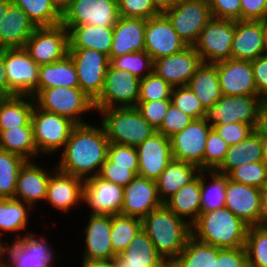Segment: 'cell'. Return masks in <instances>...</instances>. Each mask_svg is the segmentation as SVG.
Instances as JSON below:
<instances>
[{"instance_id": "cell-45", "label": "cell", "mask_w": 267, "mask_h": 267, "mask_svg": "<svg viewBox=\"0 0 267 267\" xmlns=\"http://www.w3.org/2000/svg\"><path fill=\"white\" fill-rule=\"evenodd\" d=\"M245 249L248 267H267V224L248 228Z\"/></svg>"}, {"instance_id": "cell-13", "label": "cell", "mask_w": 267, "mask_h": 267, "mask_svg": "<svg viewBox=\"0 0 267 267\" xmlns=\"http://www.w3.org/2000/svg\"><path fill=\"white\" fill-rule=\"evenodd\" d=\"M24 49L38 65L59 61L68 55V30L62 24L37 27Z\"/></svg>"}, {"instance_id": "cell-34", "label": "cell", "mask_w": 267, "mask_h": 267, "mask_svg": "<svg viewBox=\"0 0 267 267\" xmlns=\"http://www.w3.org/2000/svg\"><path fill=\"white\" fill-rule=\"evenodd\" d=\"M34 98L28 95L0 97V130L32 126Z\"/></svg>"}, {"instance_id": "cell-54", "label": "cell", "mask_w": 267, "mask_h": 267, "mask_svg": "<svg viewBox=\"0 0 267 267\" xmlns=\"http://www.w3.org/2000/svg\"><path fill=\"white\" fill-rule=\"evenodd\" d=\"M107 157L114 166L130 167L138 175V154L136 147L109 143Z\"/></svg>"}, {"instance_id": "cell-3", "label": "cell", "mask_w": 267, "mask_h": 267, "mask_svg": "<svg viewBox=\"0 0 267 267\" xmlns=\"http://www.w3.org/2000/svg\"><path fill=\"white\" fill-rule=\"evenodd\" d=\"M249 226L230 209L223 207L200 212L191 225V236L197 241L219 248L245 247Z\"/></svg>"}, {"instance_id": "cell-39", "label": "cell", "mask_w": 267, "mask_h": 267, "mask_svg": "<svg viewBox=\"0 0 267 267\" xmlns=\"http://www.w3.org/2000/svg\"><path fill=\"white\" fill-rule=\"evenodd\" d=\"M32 208L30 204L15 198L0 199V235L14 232L15 240L20 238L22 235H19L18 231H27L29 212Z\"/></svg>"}, {"instance_id": "cell-20", "label": "cell", "mask_w": 267, "mask_h": 267, "mask_svg": "<svg viewBox=\"0 0 267 267\" xmlns=\"http://www.w3.org/2000/svg\"><path fill=\"white\" fill-rule=\"evenodd\" d=\"M144 41L145 51L153 61L187 47L163 13L146 20Z\"/></svg>"}, {"instance_id": "cell-68", "label": "cell", "mask_w": 267, "mask_h": 267, "mask_svg": "<svg viewBox=\"0 0 267 267\" xmlns=\"http://www.w3.org/2000/svg\"><path fill=\"white\" fill-rule=\"evenodd\" d=\"M12 3V0H0V24L4 18L8 6Z\"/></svg>"}, {"instance_id": "cell-44", "label": "cell", "mask_w": 267, "mask_h": 267, "mask_svg": "<svg viewBox=\"0 0 267 267\" xmlns=\"http://www.w3.org/2000/svg\"><path fill=\"white\" fill-rule=\"evenodd\" d=\"M142 229V220L121 214L111 215V244L115 254L122 253Z\"/></svg>"}, {"instance_id": "cell-10", "label": "cell", "mask_w": 267, "mask_h": 267, "mask_svg": "<svg viewBox=\"0 0 267 267\" xmlns=\"http://www.w3.org/2000/svg\"><path fill=\"white\" fill-rule=\"evenodd\" d=\"M4 65L8 96H33L38 91L40 65L24 48H4Z\"/></svg>"}, {"instance_id": "cell-69", "label": "cell", "mask_w": 267, "mask_h": 267, "mask_svg": "<svg viewBox=\"0 0 267 267\" xmlns=\"http://www.w3.org/2000/svg\"><path fill=\"white\" fill-rule=\"evenodd\" d=\"M264 161L267 163V137H261Z\"/></svg>"}, {"instance_id": "cell-29", "label": "cell", "mask_w": 267, "mask_h": 267, "mask_svg": "<svg viewBox=\"0 0 267 267\" xmlns=\"http://www.w3.org/2000/svg\"><path fill=\"white\" fill-rule=\"evenodd\" d=\"M37 27L13 2L0 24V48H24Z\"/></svg>"}, {"instance_id": "cell-33", "label": "cell", "mask_w": 267, "mask_h": 267, "mask_svg": "<svg viewBox=\"0 0 267 267\" xmlns=\"http://www.w3.org/2000/svg\"><path fill=\"white\" fill-rule=\"evenodd\" d=\"M258 161H264L261 136L253 131L245 140L229 146L222 164L215 171L228 175L236 167Z\"/></svg>"}, {"instance_id": "cell-58", "label": "cell", "mask_w": 267, "mask_h": 267, "mask_svg": "<svg viewBox=\"0 0 267 267\" xmlns=\"http://www.w3.org/2000/svg\"><path fill=\"white\" fill-rule=\"evenodd\" d=\"M215 267H248L245 247L219 248Z\"/></svg>"}, {"instance_id": "cell-32", "label": "cell", "mask_w": 267, "mask_h": 267, "mask_svg": "<svg viewBox=\"0 0 267 267\" xmlns=\"http://www.w3.org/2000/svg\"><path fill=\"white\" fill-rule=\"evenodd\" d=\"M200 171L195 164L172 159L156 180L158 195L163 204L182 186L193 181Z\"/></svg>"}, {"instance_id": "cell-4", "label": "cell", "mask_w": 267, "mask_h": 267, "mask_svg": "<svg viewBox=\"0 0 267 267\" xmlns=\"http://www.w3.org/2000/svg\"><path fill=\"white\" fill-rule=\"evenodd\" d=\"M99 115L110 143L137 147L157 132L137 107L101 109Z\"/></svg>"}, {"instance_id": "cell-67", "label": "cell", "mask_w": 267, "mask_h": 267, "mask_svg": "<svg viewBox=\"0 0 267 267\" xmlns=\"http://www.w3.org/2000/svg\"><path fill=\"white\" fill-rule=\"evenodd\" d=\"M54 7L63 14L64 11L69 7L72 0H50Z\"/></svg>"}, {"instance_id": "cell-42", "label": "cell", "mask_w": 267, "mask_h": 267, "mask_svg": "<svg viewBox=\"0 0 267 267\" xmlns=\"http://www.w3.org/2000/svg\"><path fill=\"white\" fill-rule=\"evenodd\" d=\"M29 17L36 27H49L61 24L62 14L50 0H12Z\"/></svg>"}, {"instance_id": "cell-12", "label": "cell", "mask_w": 267, "mask_h": 267, "mask_svg": "<svg viewBox=\"0 0 267 267\" xmlns=\"http://www.w3.org/2000/svg\"><path fill=\"white\" fill-rule=\"evenodd\" d=\"M119 18L118 0H72L61 24L114 27Z\"/></svg>"}, {"instance_id": "cell-40", "label": "cell", "mask_w": 267, "mask_h": 267, "mask_svg": "<svg viewBox=\"0 0 267 267\" xmlns=\"http://www.w3.org/2000/svg\"><path fill=\"white\" fill-rule=\"evenodd\" d=\"M205 174L209 175L206 176ZM206 177L210 178L209 182ZM227 181L228 175L220 174L215 170L200 171L201 212L213 211L225 207Z\"/></svg>"}, {"instance_id": "cell-5", "label": "cell", "mask_w": 267, "mask_h": 267, "mask_svg": "<svg viewBox=\"0 0 267 267\" xmlns=\"http://www.w3.org/2000/svg\"><path fill=\"white\" fill-rule=\"evenodd\" d=\"M35 105L47 112L67 117L76 124H85L82 117L94 109L93 100L80 87H53L38 90Z\"/></svg>"}, {"instance_id": "cell-21", "label": "cell", "mask_w": 267, "mask_h": 267, "mask_svg": "<svg viewBox=\"0 0 267 267\" xmlns=\"http://www.w3.org/2000/svg\"><path fill=\"white\" fill-rule=\"evenodd\" d=\"M163 205L158 195L157 182L137 175L124 187L121 215L143 219Z\"/></svg>"}, {"instance_id": "cell-62", "label": "cell", "mask_w": 267, "mask_h": 267, "mask_svg": "<svg viewBox=\"0 0 267 267\" xmlns=\"http://www.w3.org/2000/svg\"><path fill=\"white\" fill-rule=\"evenodd\" d=\"M8 96V81L4 65V48H0V97Z\"/></svg>"}, {"instance_id": "cell-26", "label": "cell", "mask_w": 267, "mask_h": 267, "mask_svg": "<svg viewBox=\"0 0 267 267\" xmlns=\"http://www.w3.org/2000/svg\"><path fill=\"white\" fill-rule=\"evenodd\" d=\"M84 228L83 260H112L116 254L111 244V215L89 214Z\"/></svg>"}, {"instance_id": "cell-65", "label": "cell", "mask_w": 267, "mask_h": 267, "mask_svg": "<svg viewBox=\"0 0 267 267\" xmlns=\"http://www.w3.org/2000/svg\"><path fill=\"white\" fill-rule=\"evenodd\" d=\"M154 6L163 13L175 4V0H151Z\"/></svg>"}, {"instance_id": "cell-23", "label": "cell", "mask_w": 267, "mask_h": 267, "mask_svg": "<svg viewBox=\"0 0 267 267\" xmlns=\"http://www.w3.org/2000/svg\"><path fill=\"white\" fill-rule=\"evenodd\" d=\"M266 53L265 22L262 20L235 21L231 58L253 61Z\"/></svg>"}, {"instance_id": "cell-35", "label": "cell", "mask_w": 267, "mask_h": 267, "mask_svg": "<svg viewBox=\"0 0 267 267\" xmlns=\"http://www.w3.org/2000/svg\"><path fill=\"white\" fill-rule=\"evenodd\" d=\"M164 204L178 217L192 225L201 212L200 172L193 181L182 186Z\"/></svg>"}, {"instance_id": "cell-66", "label": "cell", "mask_w": 267, "mask_h": 267, "mask_svg": "<svg viewBox=\"0 0 267 267\" xmlns=\"http://www.w3.org/2000/svg\"><path fill=\"white\" fill-rule=\"evenodd\" d=\"M8 248H9V244L6 242L4 243L2 239V235H0V267H7L6 254L8 252Z\"/></svg>"}, {"instance_id": "cell-14", "label": "cell", "mask_w": 267, "mask_h": 267, "mask_svg": "<svg viewBox=\"0 0 267 267\" xmlns=\"http://www.w3.org/2000/svg\"><path fill=\"white\" fill-rule=\"evenodd\" d=\"M79 80V87L94 101L102 92L109 56L92 49H68Z\"/></svg>"}, {"instance_id": "cell-28", "label": "cell", "mask_w": 267, "mask_h": 267, "mask_svg": "<svg viewBox=\"0 0 267 267\" xmlns=\"http://www.w3.org/2000/svg\"><path fill=\"white\" fill-rule=\"evenodd\" d=\"M146 20L121 17L113 27L110 57H119L131 52L145 50Z\"/></svg>"}, {"instance_id": "cell-30", "label": "cell", "mask_w": 267, "mask_h": 267, "mask_svg": "<svg viewBox=\"0 0 267 267\" xmlns=\"http://www.w3.org/2000/svg\"><path fill=\"white\" fill-rule=\"evenodd\" d=\"M115 261L118 267H164L167 264L143 229L122 253L116 254Z\"/></svg>"}, {"instance_id": "cell-57", "label": "cell", "mask_w": 267, "mask_h": 267, "mask_svg": "<svg viewBox=\"0 0 267 267\" xmlns=\"http://www.w3.org/2000/svg\"><path fill=\"white\" fill-rule=\"evenodd\" d=\"M213 129L224 139L229 145H234L245 140L250 133L254 131L253 127L244 123H228L224 125H216Z\"/></svg>"}, {"instance_id": "cell-37", "label": "cell", "mask_w": 267, "mask_h": 267, "mask_svg": "<svg viewBox=\"0 0 267 267\" xmlns=\"http://www.w3.org/2000/svg\"><path fill=\"white\" fill-rule=\"evenodd\" d=\"M58 86L79 87L77 71L69 54L54 63L40 65L38 90Z\"/></svg>"}, {"instance_id": "cell-63", "label": "cell", "mask_w": 267, "mask_h": 267, "mask_svg": "<svg viewBox=\"0 0 267 267\" xmlns=\"http://www.w3.org/2000/svg\"><path fill=\"white\" fill-rule=\"evenodd\" d=\"M82 267H118L115 259L112 260H83Z\"/></svg>"}, {"instance_id": "cell-19", "label": "cell", "mask_w": 267, "mask_h": 267, "mask_svg": "<svg viewBox=\"0 0 267 267\" xmlns=\"http://www.w3.org/2000/svg\"><path fill=\"white\" fill-rule=\"evenodd\" d=\"M225 207L249 227L262 225L261 189L229 179L225 191Z\"/></svg>"}, {"instance_id": "cell-7", "label": "cell", "mask_w": 267, "mask_h": 267, "mask_svg": "<svg viewBox=\"0 0 267 267\" xmlns=\"http://www.w3.org/2000/svg\"><path fill=\"white\" fill-rule=\"evenodd\" d=\"M163 14L187 46H193L213 18L208 0H181Z\"/></svg>"}, {"instance_id": "cell-56", "label": "cell", "mask_w": 267, "mask_h": 267, "mask_svg": "<svg viewBox=\"0 0 267 267\" xmlns=\"http://www.w3.org/2000/svg\"><path fill=\"white\" fill-rule=\"evenodd\" d=\"M241 0H208L215 19L241 20Z\"/></svg>"}, {"instance_id": "cell-46", "label": "cell", "mask_w": 267, "mask_h": 267, "mask_svg": "<svg viewBox=\"0 0 267 267\" xmlns=\"http://www.w3.org/2000/svg\"><path fill=\"white\" fill-rule=\"evenodd\" d=\"M109 59V64L113 68L128 71L139 79L153 72V60L145 50L127 53L119 57H110Z\"/></svg>"}, {"instance_id": "cell-15", "label": "cell", "mask_w": 267, "mask_h": 267, "mask_svg": "<svg viewBox=\"0 0 267 267\" xmlns=\"http://www.w3.org/2000/svg\"><path fill=\"white\" fill-rule=\"evenodd\" d=\"M211 129L203 118L195 119L170 137L173 160L189 162L203 170L206 141Z\"/></svg>"}, {"instance_id": "cell-48", "label": "cell", "mask_w": 267, "mask_h": 267, "mask_svg": "<svg viewBox=\"0 0 267 267\" xmlns=\"http://www.w3.org/2000/svg\"><path fill=\"white\" fill-rule=\"evenodd\" d=\"M173 87L154 72L140 79L138 101L171 99Z\"/></svg>"}, {"instance_id": "cell-52", "label": "cell", "mask_w": 267, "mask_h": 267, "mask_svg": "<svg viewBox=\"0 0 267 267\" xmlns=\"http://www.w3.org/2000/svg\"><path fill=\"white\" fill-rule=\"evenodd\" d=\"M171 103V99L138 101L136 107L141 112L143 118L154 128L158 129L163 123Z\"/></svg>"}, {"instance_id": "cell-27", "label": "cell", "mask_w": 267, "mask_h": 267, "mask_svg": "<svg viewBox=\"0 0 267 267\" xmlns=\"http://www.w3.org/2000/svg\"><path fill=\"white\" fill-rule=\"evenodd\" d=\"M52 169L49 172L33 160H27L19 172L14 198L30 204L33 208L39 201H45L49 179L57 168Z\"/></svg>"}, {"instance_id": "cell-9", "label": "cell", "mask_w": 267, "mask_h": 267, "mask_svg": "<svg viewBox=\"0 0 267 267\" xmlns=\"http://www.w3.org/2000/svg\"><path fill=\"white\" fill-rule=\"evenodd\" d=\"M261 100L258 95H223L205 109L203 119L212 128L228 123H244L254 128Z\"/></svg>"}, {"instance_id": "cell-6", "label": "cell", "mask_w": 267, "mask_h": 267, "mask_svg": "<svg viewBox=\"0 0 267 267\" xmlns=\"http://www.w3.org/2000/svg\"><path fill=\"white\" fill-rule=\"evenodd\" d=\"M34 142L40 153L50 155L64 148L77 125L67 117L44 111L36 105L32 112Z\"/></svg>"}, {"instance_id": "cell-1", "label": "cell", "mask_w": 267, "mask_h": 267, "mask_svg": "<svg viewBox=\"0 0 267 267\" xmlns=\"http://www.w3.org/2000/svg\"><path fill=\"white\" fill-rule=\"evenodd\" d=\"M100 125L88 122L74 127L56 164L58 170L84 180L99 174L110 143L104 126Z\"/></svg>"}, {"instance_id": "cell-18", "label": "cell", "mask_w": 267, "mask_h": 267, "mask_svg": "<svg viewBox=\"0 0 267 267\" xmlns=\"http://www.w3.org/2000/svg\"><path fill=\"white\" fill-rule=\"evenodd\" d=\"M200 54L193 46L153 61V72L173 88L188 85L191 77L202 65Z\"/></svg>"}, {"instance_id": "cell-50", "label": "cell", "mask_w": 267, "mask_h": 267, "mask_svg": "<svg viewBox=\"0 0 267 267\" xmlns=\"http://www.w3.org/2000/svg\"><path fill=\"white\" fill-rule=\"evenodd\" d=\"M229 145L212 128L209 132L203 157V170H216L223 162Z\"/></svg>"}, {"instance_id": "cell-25", "label": "cell", "mask_w": 267, "mask_h": 267, "mask_svg": "<svg viewBox=\"0 0 267 267\" xmlns=\"http://www.w3.org/2000/svg\"><path fill=\"white\" fill-rule=\"evenodd\" d=\"M83 185L84 179L56 169L49 179L45 202L61 213H68L83 203Z\"/></svg>"}, {"instance_id": "cell-31", "label": "cell", "mask_w": 267, "mask_h": 267, "mask_svg": "<svg viewBox=\"0 0 267 267\" xmlns=\"http://www.w3.org/2000/svg\"><path fill=\"white\" fill-rule=\"evenodd\" d=\"M64 27L68 30L69 49H92L110 58L113 27L91 25Z\"/></svg>"}, {"instance_id": "cell-51", "label": "cell", "mask_w": 267, "mask_h": 267, "mask_svg": "<svg viewBox=\"0 0 267 267\" xmlns=\"http://www.w3.org/2000/svg\"><path fill=\"white\" fill-rule=\"evenodd\" d=\"M119 15L125 18L149 19L161 12L151 0H118Z\"/></svg>"}, {"instance_id": "cell-59", "label": "cell", "mask_w": 267, "mask_h": 267, "mask_svg": "<svg viewBox=\"0 0 267 267\" xmlns=\"http://www.w3.org/2000/svg\"><path fill=\"white\" fill-rule=\"evenodd\" d=\"M258 96L267 99V53L251 61Z\"/></svg>"}, {"instance_id": "cell-11", "label": "cell", "mask_w": 267, "mask_h": 267, "mask_svg": "<svg viewBox=\"0 0 267 267\" xmlns=\"http://www.w3.org/2000/svg\"><path fill=\"white\" fill-rule=\"evenodd\" d=\"M235 34V21L212 18L199 34L194 49L204 63H217L231 59V46Z\"/></svg>"}, {"instance_id": "cell-22", "label": "cell", "mask_w": 267, "mask_h": 267, "mask_svg": "<svg viewBox=\"0 0 267 267\" xmlns=\"http://www.w3.org/2000/svg\"><path fill=\"white\" fill-rule=\"evenodd\" d=\"M136 150L138 175L155 181L173 159L170 138L159 132L148 137Z\"/></svg>"}, {"instance_id": "cell-2", "label": "cell", "mask_w": 267, "mask_h": 267, "mask_svg": "<svg viewBox=\"0 0 267 267\" xmlns=\"http://www.w3.org/2000/svg\"><path fill=\"white\" fill-rule=\"evenodd\" d=\"M142 229L166 263H172L178 257L191 237V225L165 204L142 219Z\"/></svg>"}, {"instance_id": "cell-8", "label": "cell", "mask_w": 267, "mask_h": 267, "mask_svg": "<svg viewBox=\"0 0 267 267\" xmlns=\"http://www.w3.org/2000/svg\"><path fill=\"white\" fill-rule=\"evenodd\" d=\"M139 83L140 79L132 73L113 68L109 64L102 92L93 101L94 109L99 112L107 108L136 107Z\"/></svg>"}, {"instance_id": "cell-38", "label": "cell", "mask_w": 267, "mask_h": 267, "mask_svg": "<svg viewBox=\"0 0 267 267\" xmlns=\"http://www.w3.org/2000/svg\"><path fill=\"white\" fill-rule=\"evenodd\" d=\"M0 149L15 153L26 160L37 158L39 153L34 142L33 126L0 130Z\"/></svg>"}, {"instance_id": "cell-64", "label": "cell", "mask_w": 267, "mask_h": 267, "mask_svg": "<svg viewBox=\"0 0 267 267\" xmlns=\"http://www.w3.org/2000/svg\"><path fill=\"white\" fill-rule=\"evenodd\" d=\"M263 224H267V184L261 189Z\"/></svg>"}, {"instance_id": "cell-70", "label": "cell", "mask_w": 267, "mask_h": 267, "mask_svg": "<svg viewBox=\"0 0 267 267\" xmlns=\"http://www.w3.org/2000/svg\"><path fill=\"white\" fill-rule=\"evenodd\" d=\"M265 22V32H266V51H267V20Z\"/></svg>"}, {"instance_id": "cell-49", "label": "cell", "mask_w": 267, "mask_h": 267, "mask_svg": "<svg viewBox=\"0 0 267 267\" xmlns=\"http://www.w3.org/2000/svg\"><path fill=\"white\" fill-rule=\"evenodd\" d=\"M171 101L176 108L191 116L194 120L204 117L205 108L188 85L174 87L171 92Z\"/></svg>"}, {"instance_id": "cell-47", "label": "cell", "mask_w": 267, "mask_h": 267, "mask_svg": "<svg viewBox=\"0 0 267 267\" xmlns=\"http://www.w3.org/2000/svg\"><path fill=\"white\" fill-rule=\"evenodd\" d=\"M228 177L234 182L262 189L267 184V163L258 161L243 164L233 169Z\"/></svg>"}, {"instance_id": "cell-24", "label": "cell", "mask_w": 267, "mask_h": 267, "mask_svg": "<svg viewBox=\"0 0 267 267\" xmlns=\"http://www.w3.org/2000/svg\"><path fill=\"white\" fill-rule=\"evenodd\" d=\"M215 64L223 95H258L251 61L231 58Z\"/></svg>"}, {"instance_id": "cell-16", "label": "cell", "mask_w": 267, "mask_h": 267, "mask_svg": "<svg viewBox=\"0 0 267 267\" xmlns=\"http://www.w3.org/2000/svg\"><path fill=\"white\" fill-rule=\"evenodd\" d=\"M124 187L101 178L99 175L84 180L83 203L91 208L90 214H121Z\"/></svg>"}, {"instance_id": "cell-61", "label": "cell", "mask_w": 267, "mask_h": 267, "mask_svg": "<svg viewBox=\"0 0 267 267\" xmlns=\"http://www.w3.org/2000/svg\"><path fill=\"white\" fill-rule=\"evenodd\" d=\"M253 129L261 137H267V99H262L259 104Z\"/></svg>"}, {"instance_id": "cell-53", "label": "cell", "mask_w": 267, "mask_h": 267, "mask_svg": "<svg viewBox=\"0 0 267 267\" xmlns=\"http://www.w3.org/2000/svg\"><path fill=\"white\" fill-rule=\"evenodd\" d=\"M193 120L194 119L191 116L182 112L171 103L163 123L157 129V132L162 133L164 136L170 138L174 134L181 132Z\"/></svg>"}, {"instance_id": "cell-43", "label": "cell", "mask_w": 267, "mask_h": 267, "mask_svg": "<svg viewBox=\"0 0 267 267\" xmlns=\"http://www.w3.org/2000/svg\"><path fill=\"white\" fill-rule=\"evenodd\" d=\"M27 160L0 149V199L14 198L19 172Z\"/></svg>"}, {"instance_id": "cell-36", "label": "cell", "mask_w": 267, "mask_h": 267, "mask_svg": "<svg viewBox=\"0 0 267 267\" xmlns=\"http://www.w3.org/2000/svg\"><path fill=\"white\" fill-rule=\"evenodd\" d=\"M188 86L205 109L213 106L223 96L218 80L217 65L214 63L203 62L191 77Z\"/></svg>"}, {"instance_id": "cell-71", "label": "cell", "mask_w": 267, "mask_h": 267, "mask_svg": "<svg viewBox=\"0 0 267 267\" xmlns=\"http://www.w3.org/2000/svg\"><path fill=\"white\" fill-rule=\"evenodd\" d=\"M164 267H174L171 263H167Z\"/></svg>"}, {"instance_id": "cell-55", "label": "cell", "mask_w": 267, "mask_h": 267, "mask_svg": "<svg viewBox=\"0 0 267 267\" xmlns=\"http://www.w3.org/2000/svg\"><path fill=\"white\" fill-rule=\"evenodd\" d=\"M101 178L125 187L137 175L130 170V167L114 166V163L107 157L102 164L98 174Z\"/></svg>"}, {"instance_id": "cell-41", "label": "cell", "mask_w": 267, "mask_h": 267, "mask_svg": "<svg viewBox=\"0 0 267 267\" xmlns=\"http://www.w3.org/2000/svg\"><path fill=\"white\" fill-rule=\"evenodd\" d=\"M217 257L218 247L201 243L191 236L171 264L174 267H215Z\"/></svg>"}, {"instance_id": "cell-17", "label": "cell", "mask_w": 267, "mask_h": 267, "mask_svg": "<svg viewBox=\"0 0 267 267\" xmlns=\"http://www.w3.org/2000/svg\"><path fill=\"white\" fill-rule=\"evenodd\" d=\"M27 233L9 244L7 267H53V250L43 236ZM47 241V242H46Z\"/></svg>"}, {"instance_id": "cell-60", "label": "cell", "mask_w": 267, "mask_h": 267, "mask_svg": "<svg viewBox=\"0 0 267 267\" xmlns=\"http://www.w3.org/2000/svg\"><path fill=\"white\" fill-rule=\"evenodd\" d=\"M241 20H267V0H241Z\"/></svg>"}]
</instances>
